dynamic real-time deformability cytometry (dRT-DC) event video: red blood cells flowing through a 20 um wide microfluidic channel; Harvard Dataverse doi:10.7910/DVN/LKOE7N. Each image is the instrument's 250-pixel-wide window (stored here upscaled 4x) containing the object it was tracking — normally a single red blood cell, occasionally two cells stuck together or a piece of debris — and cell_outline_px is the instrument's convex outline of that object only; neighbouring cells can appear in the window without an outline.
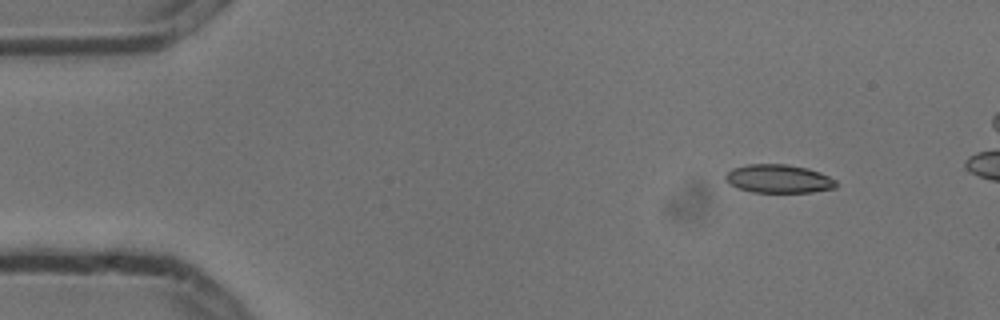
{"species": "common noctule bat (a hibernating species)", "species_latin": "Nyctalus noctula", "temperature_condition": "cold", "stored_images_in_passage": 5, "camera_frame_rate_fps": 3000, "um_per_image_px": 0.085, "animal": {"sex": "male", "body_mass_g": 13.3}, "frame": {"image": 1, "passage_image": 1, "time_ms": 0.0, "image_size_px": [1000, 320], "cell_outline_px": [[836, 188], [812, 192], [752, 192], [736, 188], [724, 180], [724, 176], [732, 168], [748, 164], [788, 164], [808, 168], [820, 172], [836, 180]], "centroid_in_image_um": [66.16, 15.19], "position_along_channel_um": 18.8, "area_um2": 18.5}}